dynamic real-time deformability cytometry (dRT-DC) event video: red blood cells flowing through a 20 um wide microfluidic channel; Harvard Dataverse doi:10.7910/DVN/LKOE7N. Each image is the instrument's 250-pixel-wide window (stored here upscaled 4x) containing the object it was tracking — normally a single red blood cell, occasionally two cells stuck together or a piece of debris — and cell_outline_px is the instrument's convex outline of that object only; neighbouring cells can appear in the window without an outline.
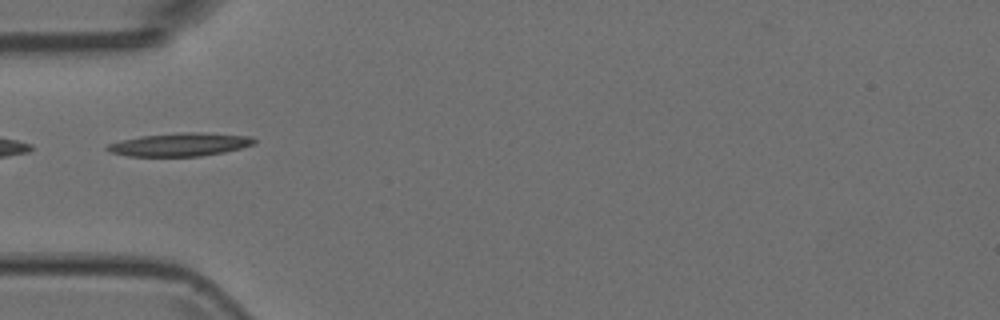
{"species": "Egyptian fruit bat (a non-hibernating species)", "species_latin": "Rousettus aegyptiacus", "temperature_condition": "room temperature", "stored_images_in_passage": 6, "camera_frame_rate_fps": 3000, "um_per_image_px": 0.085, "animal": {"sex": "female"}, "frame": {"image": 1, "passage_image": 2, "time_ms": 0.333, "image_size_px": [1000, 320], "cell_outline_px": [[256, 144], [224, 152], [200, 156], [128, 156], [112, 152], [104, 148], [108, 144], [120, 140], [140, 136], [180, 132], [196, 132], [252, 136], [256, 140]], "centroid_in_image_um": [15.31, 12.28], "position_along_channel_um": 69.7, "area_um2": 19.88}}
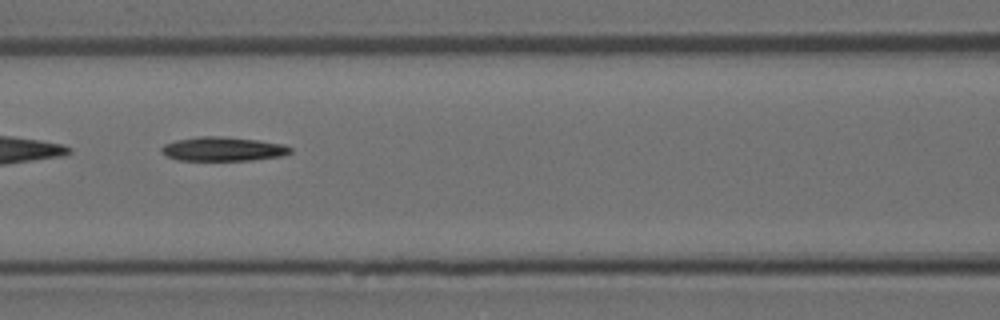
{"frame": {"image": 2, "passage_image": 4, "time_ms": 1.0, "image_size_px": [1000, 320], "cell_outline_px": [[292, 152], [280, 156], [252, 160], [176, 160], [160, 152], [160, 148], [164, 144], [176, 140], [200, 136], [224, 136], [260, 140], [284, 144], [292, 148]], "centroid_in_image_um": [18.95, 12.65], "position_along_channel_um": 147.6, "area_um2": 18.21}}
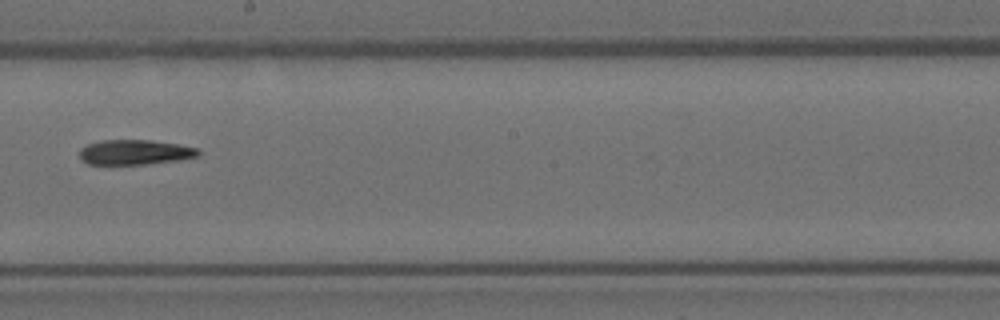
{"frame": {"image": 3, "passage_image": 6, "time_ms": 1.667, "image_size_px": [1000, 320], "cell_outline_px": [[200, 156], [180, 160], [144, 164], [88, 164], [80, 156], [80, 148], [88, 144], [100, 140], [148, 140], [176, 144], [196, 148], [200, 152]], "centroid_in_image_um": [11.47, 12.94], "position_along_channel_um": 236.7, "area_um2": 17.11}}